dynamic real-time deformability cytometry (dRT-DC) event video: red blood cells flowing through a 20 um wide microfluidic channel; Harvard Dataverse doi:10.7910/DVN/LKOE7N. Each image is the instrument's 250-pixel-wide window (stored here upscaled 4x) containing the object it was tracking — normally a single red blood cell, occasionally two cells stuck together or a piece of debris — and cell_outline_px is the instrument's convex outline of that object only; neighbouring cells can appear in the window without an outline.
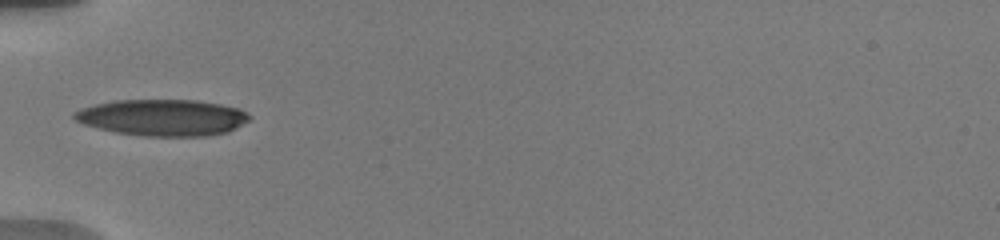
{"species": "human", "species_latin": "Homo sapiens", "temperature_condition": "warm", "stored_images_in_passage": 42, "camera_frame_rate_fps": 3000, "um_per_image_px": 0.085, "donor": {"sex": "male"}, "frame": {"image": 1, "passage_image": 1, "time_ms": 0.0, "image_size_px": [1000, 240], "cell_outline_px": [[252, 116], [248, 120], [236, 128], [228, 132], [208, 136], [144, 136], [116, 132], [84, 124], [76, 120], [72, 116], [72, 112], [80, 108], [96, 104], [116, 100], [196, 100], [220, 104], [240, 108], [248, 112]], "centroid_in_image_um": [13.85, 9.99], "position_along_channel_um": 71.2, "area_um2": 37.28}}
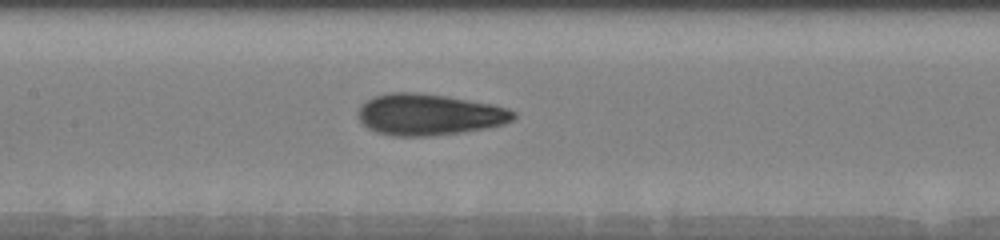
{"frame": {"image": 2, "passage_image": 16, "time_ms": 2.667, "image_size_px": [1000, 240], "cell_outline_px": [[516, 116], [512, 120], [504, 124], [488, 128], [432, 136], [392, 136], [376, 132], [368, 128], [356, 116], [360, 104], [372, 96], [388, 92], [416, 92], [448, 96], [492, 104], [508, 108], [516, 112]], "centroid_in_image_um": [36.45, 9.73], "position_along_channel_um": 171.0, "area_um2": 37.86}}
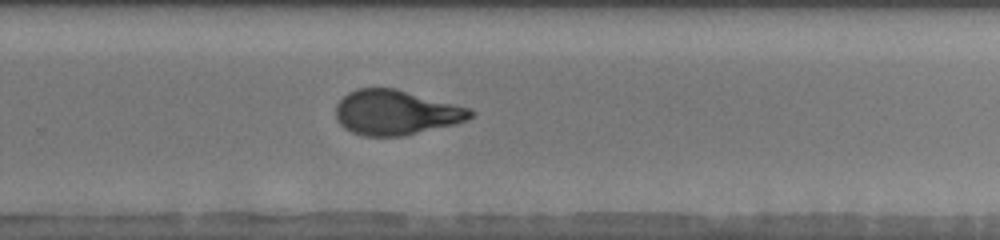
{"frame": {"image": 3, "passage_image": 34, "time_ms": 6.0, "image_size_px": [1000, 240], "cell_outline_px": [[476, 112], [468, 120], [456, 124], [404, 136], [364, 136], [352, 132], [344, 128], [336, 120], [336, 104], [348, 92], [356, 88], [396, 88], [472, 108]], "centroid_in_image_um": [33.68, 9.56], "position_along_channel_um": 296.1, "area_um2": 35.6}}